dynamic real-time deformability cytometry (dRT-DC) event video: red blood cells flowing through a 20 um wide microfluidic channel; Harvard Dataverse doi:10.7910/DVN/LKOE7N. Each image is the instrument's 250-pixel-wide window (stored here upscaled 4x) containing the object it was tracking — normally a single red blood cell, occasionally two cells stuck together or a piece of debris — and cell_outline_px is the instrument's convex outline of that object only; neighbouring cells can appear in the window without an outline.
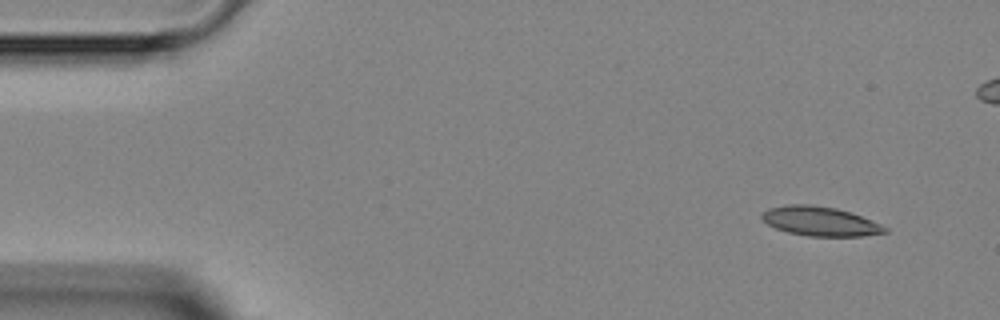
{"species": "Egyptian fruit bat (a non-hibernating species)", "species_latin": "Rousettus aegyptiacus", "temperature_condition": "room temperature", "stored_images_in_passage": 4, "camera_frame_rate_fps": 3000, "um_per_image_px": 0.085, "animal": {"sex": "female"}, "frame": {"image": 1, "passage_image": 4, "time_ms": 4.333, "image_size_px": [1000, 320], "cell_outline_px": [[888, 232], [860, 236], [808, 236], [788, 232], [776, 228], [768, 224], [760, 216], [760, 212], [768, 208], [788, 204], [812, 204], [836, 208], [852, 212], [880, 224], [888, 228]], "centroid_in_image_um": [69.69, 18.79], "position_along_channel_um": 15.3, "area_um2": 21.1}}